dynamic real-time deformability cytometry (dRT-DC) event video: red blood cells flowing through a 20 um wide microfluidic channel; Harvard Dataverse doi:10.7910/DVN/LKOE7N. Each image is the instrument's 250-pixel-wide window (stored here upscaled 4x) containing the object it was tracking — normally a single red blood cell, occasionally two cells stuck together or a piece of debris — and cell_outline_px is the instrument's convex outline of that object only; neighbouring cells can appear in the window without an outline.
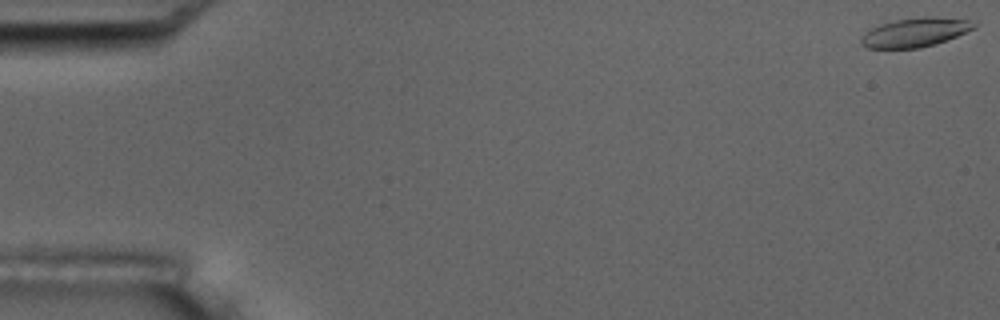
{"species": "common noctule bat (a hibernating species)", "species_latin": "Nyctalus noctula", "temperature_condition": "room temperature", "stored_images_in_passage": 55, "camera_frame_rate_fps": 3000, "um_per_image_px": 0.085, "animal": {"sex": "male", "body_mass_g": 17.5, "forearm_length_mm": 52.3}, "frame": {"image": 1, "passage_image": 1, "time_ms": 0.0, "image_size_px": [1000, 320], "cell_outline_px": [[976, 28], [956, 36], [920, 48], [868, 48], [860, 44], [860, 36], [864, 32], [880, 24], [896, 20], [928, 16], [968, 20], [976, 24]], "centroid_in_image_um": [77.73, 2.75], "position_along_channel_um": 7.3, "area_um2": 18.84}}
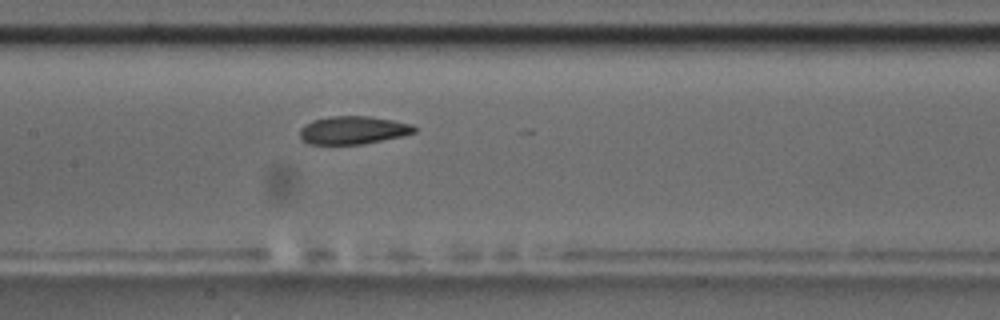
{"frame": {"image": 2, "passage_image": 27, "time_ms": 8.667, "image_size_px": [1000, 320], "cell_outline_px": [[416, 132], [404, 136], [360, 144], [308, 144], [300, 140], [300, 128], [304, 124], [312, 120], [328, 116], [372, 116], [412, 124], [416, 128]], "centroid_in_image_um": [29.98, 11.06], "position_along_channel_um": 177.4, "area_um2": 18.9}}
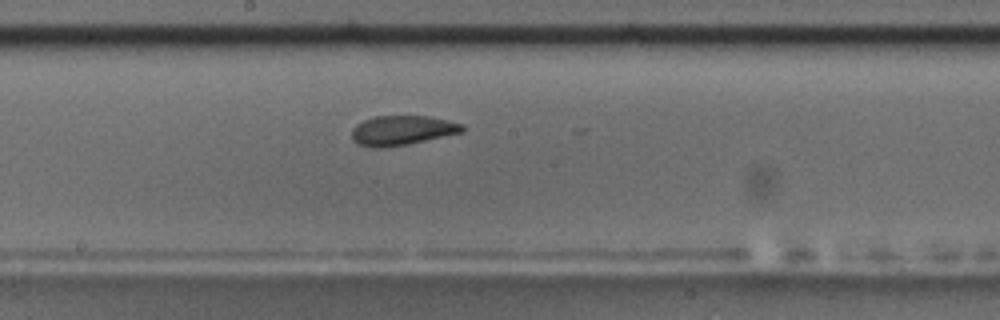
{"frame": {"image": 3, "passage_image": 30, "time_ms": 9.667, "image_size_px": [1000, 320], "cell_outline_px": [[464, 132], [408, 144], [384, 148], [372, 148], [356, 144], [352, 140], [352, 128], [356, 124], [364, 120], [376, 116], [424, 116], [448, 120], [464, 124]], "centroid_in_image_um": [34.16, 11.09], "position_along_channel_um": 214.0, "area_um2": 19.25}, "authors_computed_cell_mechanics": {"area_um2": 19.4208, "velocity_mm_per_s": 3.6806, "shape_relaxation_time_tau1_ms": null, "shape_relaxation_time_tau2_ms": 1.6073, "deformation_change_tau1": null, "deformation_change_tau2": 0.0752}}